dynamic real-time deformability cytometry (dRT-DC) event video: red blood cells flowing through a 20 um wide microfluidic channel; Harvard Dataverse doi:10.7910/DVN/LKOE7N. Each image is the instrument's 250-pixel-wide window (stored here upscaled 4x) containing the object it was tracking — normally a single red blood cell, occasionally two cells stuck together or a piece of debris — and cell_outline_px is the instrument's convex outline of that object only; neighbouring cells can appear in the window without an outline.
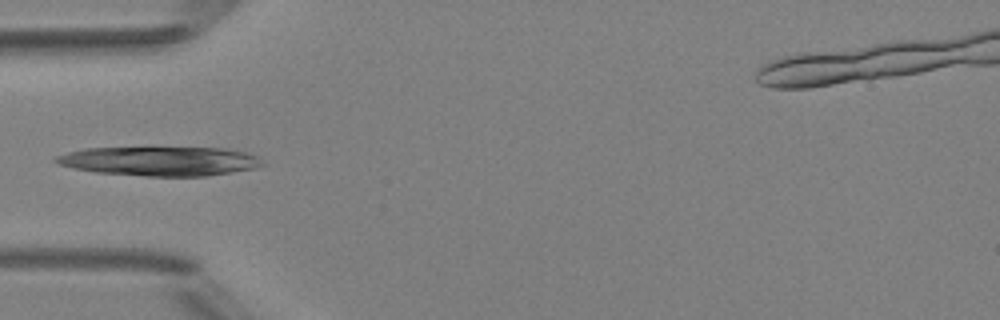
{"species": "Egyptian fruit bat (a non-hibernating species)", "species_latin": "Rousettus aegyptiacus", "temperature_condition": "room temperature", "stored_images_in_passage": 4, "camera_frame_rate_fps": 3000, "um_per_image_px": 0.085, "animal": {"sex": "female"}, "frame": {"image": 1, "passage_image": 3, "time_ms": 2.333, "image_size_px": [1000, 320], "cell_outline_px": [[264, 164], [256, 168], [232, 172], [204, 176], [144, 176], [96, 172], [72, 168], [60, 164], [52, 160], [56, 156], [68, 152], [84, 148], [152, 144], [228, 148], [248, 152], [260, 156]], "centroid_in_image_um": [13.61, 13.62], "position_along_channel_um": 71.4, "area_um2": 37.34}}
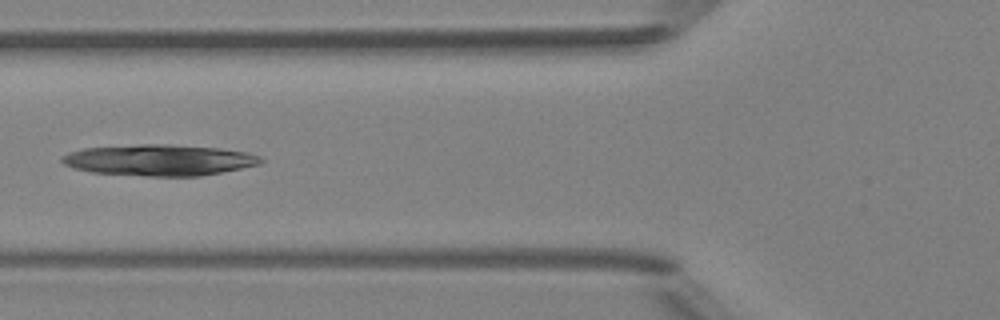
{"frame": {"image": 2, "passage_image": 4, "time_ms": 3.333, "image_size_px": [1000, 320], "cell_outline_px": [[264, 160], [260, 164], [200, 176], [144, 176], [92, 172], [72, 168], [64, 164], [60, 160], [60, 156], [68, 152], [84, 148], [140, 144], [172, 144], [220, 148], [248, 152], [260, 156]], "centroid_in_image_um": [13.51, 13.6], "position_along_channel_um": 112.3, "area_um2": 36.3}}